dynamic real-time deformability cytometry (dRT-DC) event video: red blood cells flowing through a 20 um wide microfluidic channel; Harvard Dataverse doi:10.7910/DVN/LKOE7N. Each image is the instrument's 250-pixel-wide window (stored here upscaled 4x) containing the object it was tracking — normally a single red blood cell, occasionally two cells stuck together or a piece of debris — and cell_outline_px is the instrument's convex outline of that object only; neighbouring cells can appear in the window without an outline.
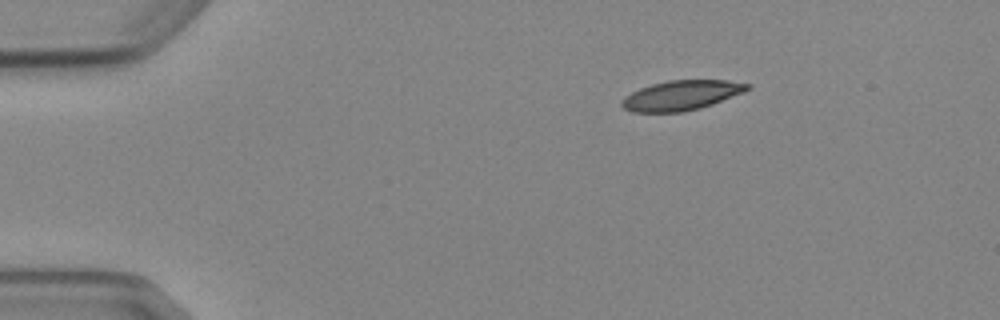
{"species": "Egyptian fruit bat (a non-hibernating species)", "species_latin": "Rousettus aegyptiacus", "temperature_condition": "cold", "stored_images_in_passage": 3, "camera_frame_rate_fps": 3000, "um_per_image_px": 0.085, "animal": {"sex": "female"}, "frame": {"image": 1, "passage_image": 1, "time_ms": 0.0, "image_size_px": [1000, 320], "cell_outline_px": [[752, 88], [744, 92], [712, 104], [700, 108], [680, 112], [632, 112], [624, 108], [620, 104], [620, 100], [624, 96], [640, 88], [652, 84], [668, 80], [728, 80], [752, 84]], "centroid_in_image_um": [57.92, 8.1], "position_along_channel_um": 27.1, "area_um2": 21.91}}